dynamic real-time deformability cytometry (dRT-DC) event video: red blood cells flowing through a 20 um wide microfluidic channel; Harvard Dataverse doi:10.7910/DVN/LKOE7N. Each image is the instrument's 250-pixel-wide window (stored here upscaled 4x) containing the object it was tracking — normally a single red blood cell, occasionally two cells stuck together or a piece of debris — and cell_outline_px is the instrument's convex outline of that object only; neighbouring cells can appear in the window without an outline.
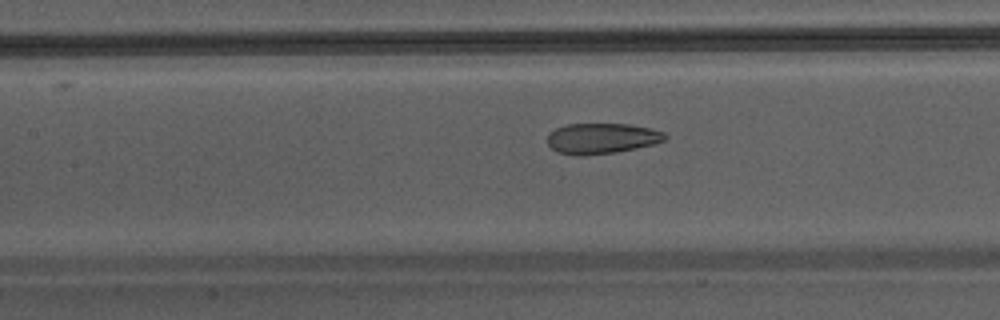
{"species": "Egyptian fruit bat (a non-hibernating species)", "species_latin": "Rousettus aegyptiacus", "temperature_condition": "warm", "stored_images_in_passage": 33, "camera_frame_rate_fps": 3000, "um_per_image_px": 0.085, "animal": {"sex": "male"}, "frame": {"image": 1, "passage_image": 9, "time_ms": 2.667, "image_size_px": [1000, 320], "cell_outline_px": [[668, 136], [664, 140], [652, 144], [616, 152], [584, 156], [576, 156], [560, 152], [552, 148], [548, 144], [548, 136], [556, 128], [568, 124], [628, 124], [648, 128], [664, 132]], "centroid_in_image_um": [51.14, 11.77], "position_along_channel_um": 156.3, "area_um2": 20.69}}
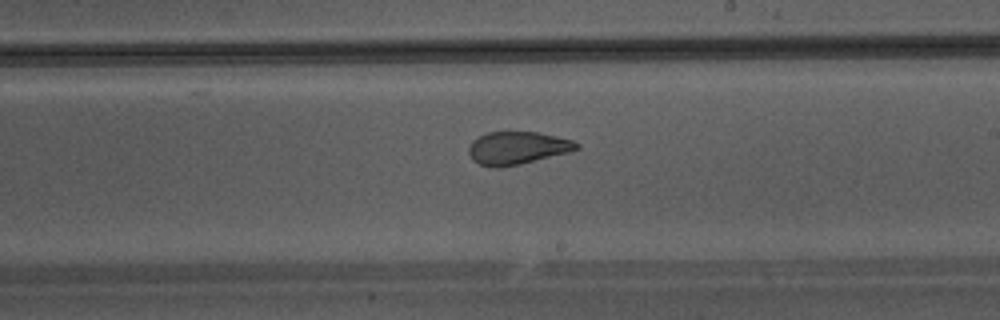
{"frame": {"image": 2, "passage_image": 15, "time_ms": 4.667, "image_size_px": [1000, 320], "cell_outline_px": [[580, 148], [568, 152], [520, 164], [496, 168], [480, 164], [472, 160], [468, 152], [468, 148], [472, 140], [488, 132], [536, 132], [556, 136], [572, 140], [580, 144]], "centroid_in_image_um": [43.95, 12.58], "position_along_channel_um": 245.0, "area_um2": 20.46}}
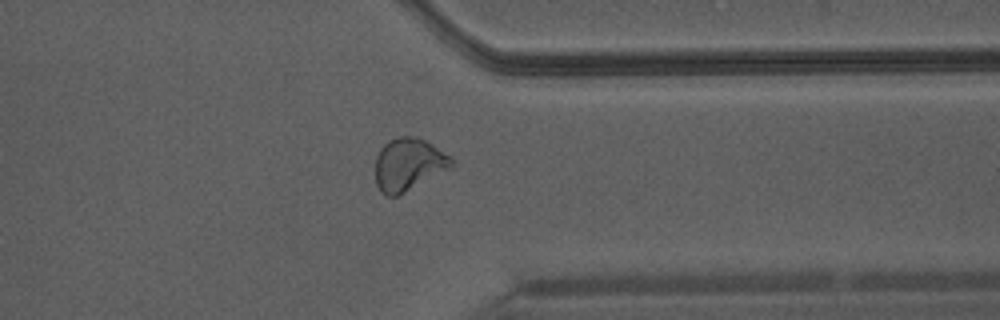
{"frame": {"image": 3, "passage_image": 24, "time_ms": 7.667, "image_size_px": [1000, 320], "cell_outline_px": [[452, 164], [448, 168], [404, 192], [396, 196], [388, 196], [380, 192], [376, 184], [376, 156], [380, 148], [388, 140], [396, 136], [416, 136], [432, 144], [452, 156]], "centroid_in_image_um": [34.68, 13.94], "position_along_channel_um": 376.7, "area_um2": 23.0}}